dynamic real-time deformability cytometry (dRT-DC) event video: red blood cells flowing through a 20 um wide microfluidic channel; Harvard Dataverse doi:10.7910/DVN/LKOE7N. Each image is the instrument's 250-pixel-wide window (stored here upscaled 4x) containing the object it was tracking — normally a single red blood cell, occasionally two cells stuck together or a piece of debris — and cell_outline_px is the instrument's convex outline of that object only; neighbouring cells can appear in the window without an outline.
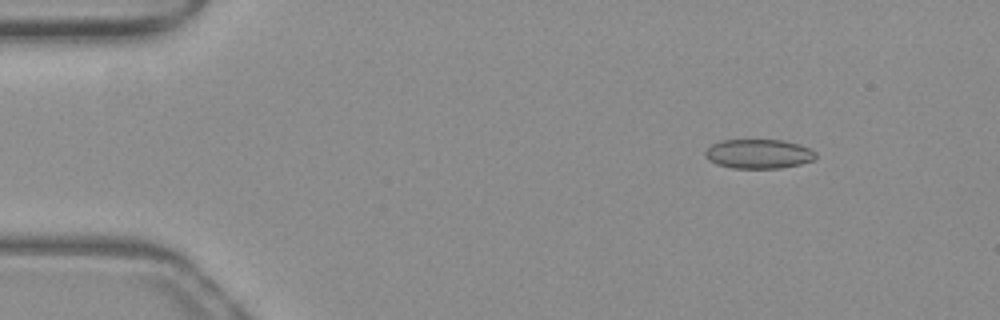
{"species": "common noctule bat (a hibernating species)", "species_latin": "Nyctalus noctula", "temperature_condition": "warm", "stored_images_in_passage": 46, "camera_frame_rate_fps": 3000, "um_per_image_px": 0.085, "animal": {"sex": "female", "body_mass_g": 19.3, "forearm_length_mm": 54.1}, "frame": {"image": 1, "passage_image": 1, "time_ms": 0.0, "image_size_px": [1000, 320], "cell_outline_px": [[816, 160], [800, 164], [780, 168], [732, 168], [716, 164], [708, 160], [704, 156], [704, 152], [712, 144], [720, 140], [784, 140], [800, 144], [816, 152]], "centroid_in_image_um": [64.48, 13.08], "position_along_channel_um": 20.5, "area_um2": 19.07}}
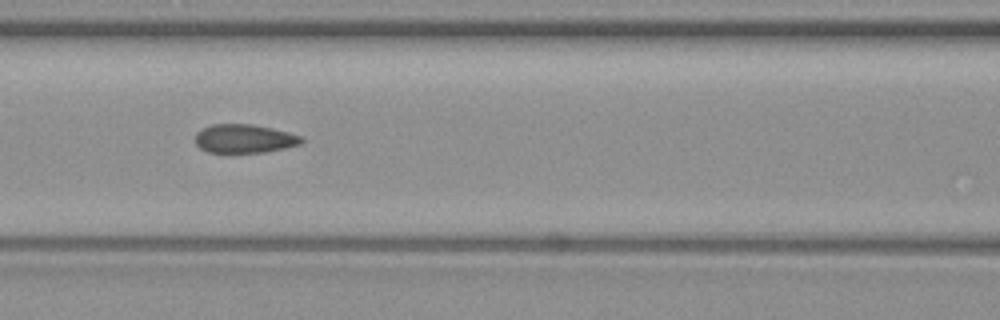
{"frame": {"image": 2, "passage_image": 17, "time_ms": 5.333, "image_size_px": [1000, 320], "cell_outline_px": [[304, 140], [300, 144], [284, 148], [264, 152], [208, 152], [200, 148], [196, 144], [196, 132], [212, 124], [252, 124], [288, 132], [300, 136]], "centroid_in_image_um": [20.75, 11.78], "position_along_channel_um": 145.8, "area_um2": 17.51}}
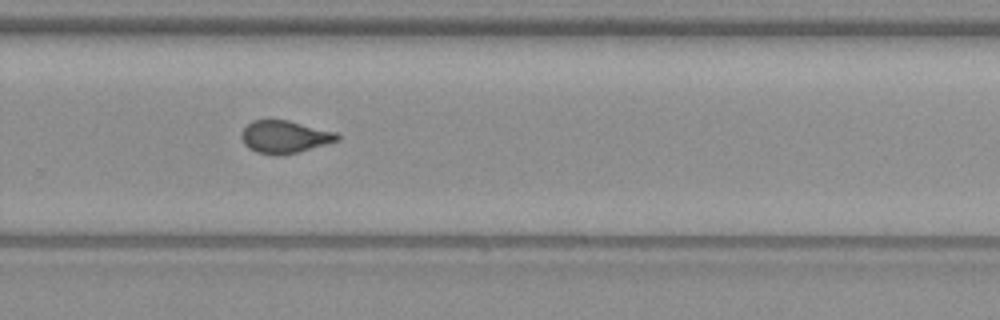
{"frame": {"image": 3, "passage_image": 29, "time_ms": 9.333, "image_size_px": [1000, 320], "cell_outline_px": [[340, 140], [284, 156], [272, 156], [256, 152], [248, 148], [244, 144], [240, 136], [244, 128], [252, 120], [288, 120], [336, 132], [340, 136]], "centroid_in_image_um": [24.18, 11.65], "position_along_channel_um": 305.6, "area_um2": 18.38}, "authors_computed_cell_mechanics": {"area_um2": 18.3804, "velocity_mm_per_s": 4.0073, "shape_relaxation_time_tau1_ms": null, "shape_relaxation_time_tau2_ms": 1.1145, "deformation_change_tau1": null, "deformation_change_tau2": 0.0665}}